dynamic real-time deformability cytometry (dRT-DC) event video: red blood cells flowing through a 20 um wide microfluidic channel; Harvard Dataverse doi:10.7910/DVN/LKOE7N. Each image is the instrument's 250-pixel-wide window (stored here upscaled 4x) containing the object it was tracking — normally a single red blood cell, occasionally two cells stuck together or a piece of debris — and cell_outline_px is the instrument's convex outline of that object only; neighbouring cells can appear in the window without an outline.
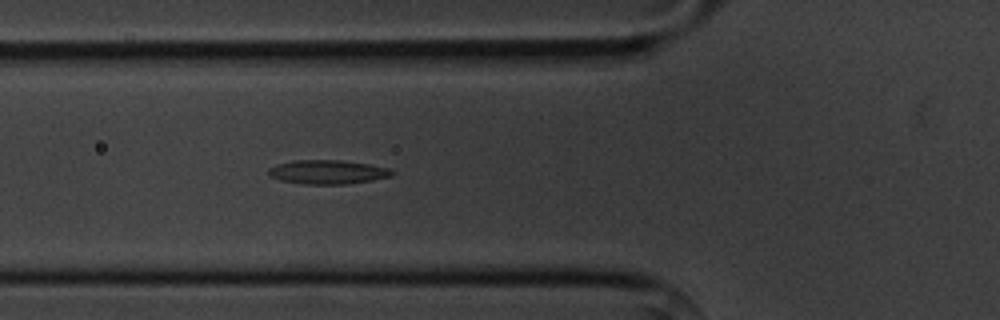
{"species": "common noctule bat (a hibernating species)", "species_latin": "Nyctalus noctula", "temperature_condition": "cold", "stored_images_in_passage": 4, "camera_frame_rate_fps": 3000, "um_per_image_px": 0.085, "animal": {"sex": "male", "body_mass_g": 20.1, "forearm_length_mm": 53.5}, "frame": {"image": 1, "passage_image": 4, "time_ms": 3.333, "image_size_px": [1000, 320], "cell_outline_px": [[396, 172], [392, 176], [372, 180], [344, 184], [304, 184], [280, 180], [268, 176], [268, 168], [276, 164], [292, 160], [340, 160], [368, 164], [392, 168]], "centroid_in_image_um": [27.85, 14.61], "position_along_channel_um": 98.0, "area_um2": 17.46}}